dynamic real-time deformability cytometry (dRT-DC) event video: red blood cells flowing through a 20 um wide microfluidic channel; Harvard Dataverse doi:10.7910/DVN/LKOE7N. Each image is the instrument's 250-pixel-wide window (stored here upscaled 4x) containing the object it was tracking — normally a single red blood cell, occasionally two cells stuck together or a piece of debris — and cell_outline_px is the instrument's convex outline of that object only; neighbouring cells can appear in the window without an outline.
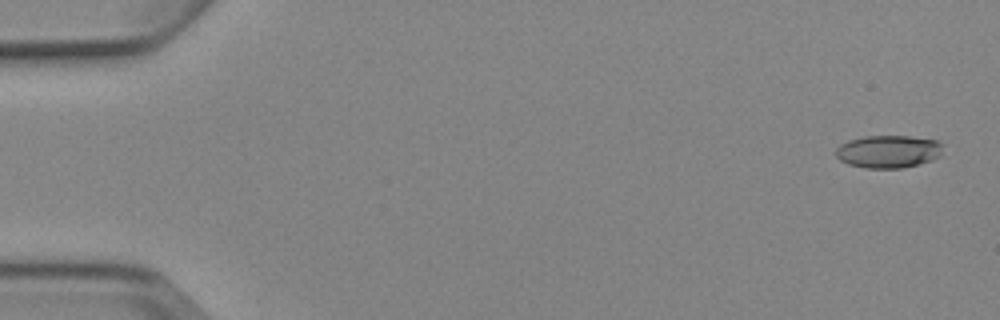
{"species": "Egyptian fruit bat (a non-hibernating species)", "species_latin": "Rousettus aegyptiacus", "temperature_condition": "cold", "stored_images_in_passage": 5, "camera_frame_rate_fps": 3000, "um_per_image_px": 0.085, "animal": {"sex": "female"}, "frame": {"image": 1, "passage_image": 1, "time_ms": 0.0, "image_size_px": [1000, 320], "cell_outline_px": [[944, 144], [940, 156], [932, 160], [920, 164], [900, 168], [864, 168], [848, 164], [840, 160], [836, 156], [836, 148], [840, 144], [848, 140], [864, 136], [908, 136], [936, 140]], "centroid_in_image_um": [75.51, 12.88], "position_along_channel_um": 9.5, "area_um2": 20.58}}
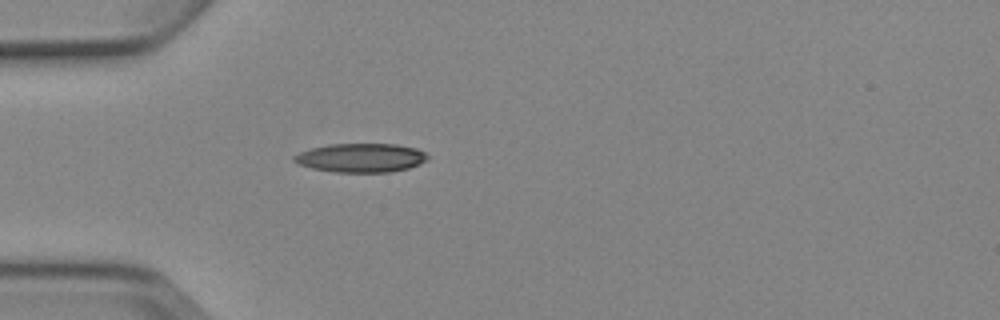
{"frame": {"image": 2, "passage_image": 5, "time_ms": 4.667, "image_size_px": [1000, 320], "cell_outline_px": [[428, 160], [420, 164], [408, 168], [388, 172], [336, 172], [312, 168], [300, 164], [292, 160], [292, 156], [300, 152], [312, 148], [328, 144], [396, 144], [416, 148], [424, 152], [428, 156]], "centroid_in_image_um": [30.69, 13.41], "position_along_channel_um": 54.3, "area_um2": 22.43}}